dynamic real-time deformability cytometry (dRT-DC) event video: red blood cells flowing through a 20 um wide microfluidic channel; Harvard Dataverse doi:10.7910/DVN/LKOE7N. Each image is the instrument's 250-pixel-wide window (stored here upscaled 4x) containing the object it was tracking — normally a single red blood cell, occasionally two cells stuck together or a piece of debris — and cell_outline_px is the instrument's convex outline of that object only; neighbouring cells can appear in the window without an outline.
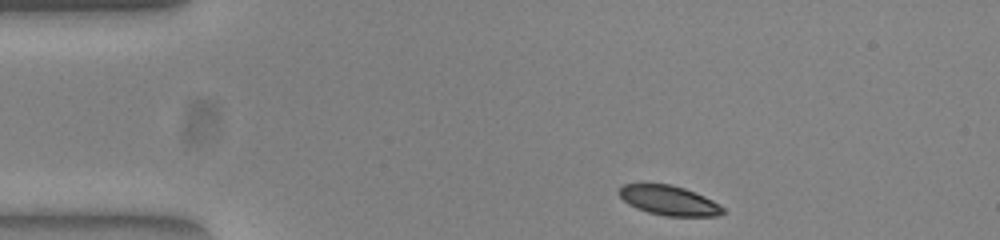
{"species": "common noctule bat (a hibernating species)", "species_latin": "Nyctalus noctula", "temperature_condition": "warm", "stored_images_in_passage": 45, "camera_frame_rate_fps": 3000, "um_per_image_px": 0.085, "animal": {"sex": "female", "body_mass_g": 23.0, "forearm_length_mm": 53.4}, "frame": {"image": 1, "passage_image": 1, "time_ms": 0.0, "image_size_px": [1000, 240], "cell_outline_px": [[724, 212], [716, 216], [664, 216], [648, 212], [636, 208], [628, 204], [616, 192], [624, 184], [668, 184], [684, 188], [704, 196], [712, 200], [724, 208]], "centroid_in_image_um": [56.84, 17.04], "position_along_channel_um": 28.2, "area_um2": 17.8}}
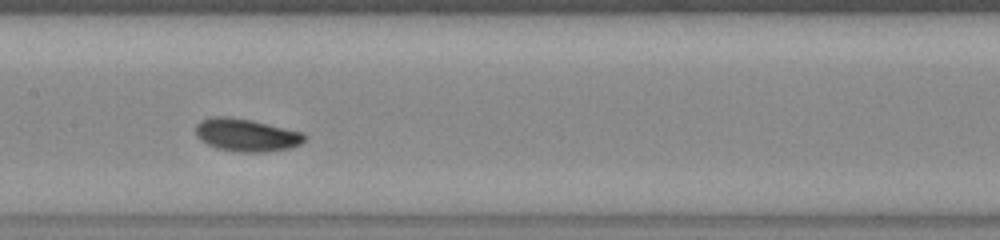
{"frame": {"image": 2, "passage_image": 18, "time_ms": 5.667, "image_size_px": [1000, 240], "cell_outline_px": [[308, 136], [300, 144], [288, 148], [264, 152], [240, 152], [216, 148], [200, 140], [196, 136], [196, 124], [200, 120], [216, 116], [224, 116], [252, 120], [304, 132]], "centroid_in_image_um": [20.95, 11.47], "position_along_channel_um": 186.5, "area_um2": 20.81}}
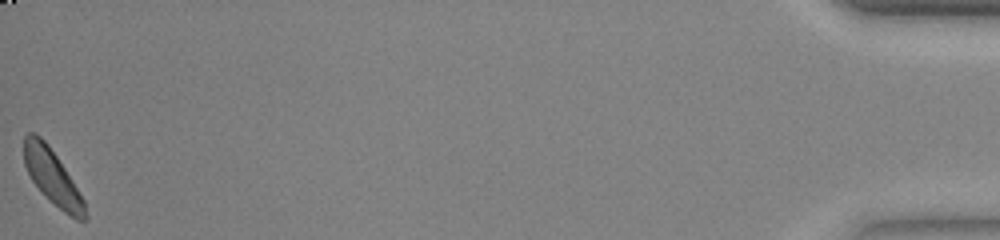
{"frame": {"image": 3, "passage_image": 45, "time_ms": 14.667, "image_size_px": [1000, 240], "cell_outline_px": [[88, 216], [84, 220], [76, 220], [64, 212], [32, 180], [24, 164], [24, 136], [28, 132], [36, 132], [48, 144], [72, 180], [84, 200]], "centroid_in_image_um": [4.46, 15.01], "position_along_channel_um": 430.7, "area_um2": 18.96}}